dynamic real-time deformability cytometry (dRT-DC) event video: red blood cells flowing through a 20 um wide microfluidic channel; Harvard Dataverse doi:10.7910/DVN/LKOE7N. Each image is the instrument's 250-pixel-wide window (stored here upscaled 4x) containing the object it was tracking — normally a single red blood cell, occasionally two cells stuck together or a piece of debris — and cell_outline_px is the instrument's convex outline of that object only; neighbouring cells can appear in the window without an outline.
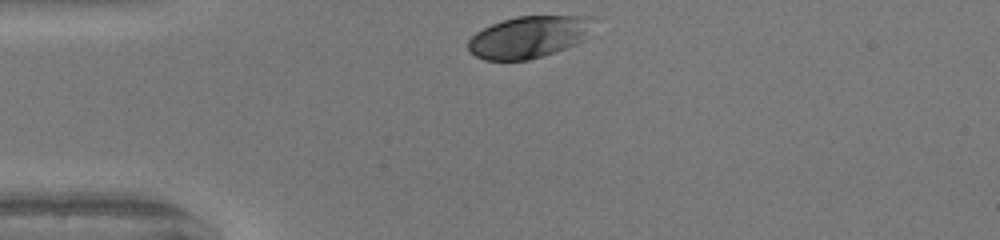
{"species": "human", "species_latin": "Homo sapiens", "temperature_condition": "warm", "stored_images_in_passage": 29, "camera_frame_rate_fps": 3000, "um_per_image_px": 0.085, "donor": {"sex": "female"}, "frame": {"image": 1, "passage_image": 1, "time_ms": 0.0, "image_size_px": [1000, 240], "cell_outline_px": [[592, 16], [584, 40], [576, 44], [556, 52], [528, 60], [484, 60], [468, 52], [468, 40], [476, 32], [492, 24], [516, 16]], "centroid_in_image_um": [44.88, 3.16], "position_along_channel_um": 40.1, "area_um2": 30.29}}
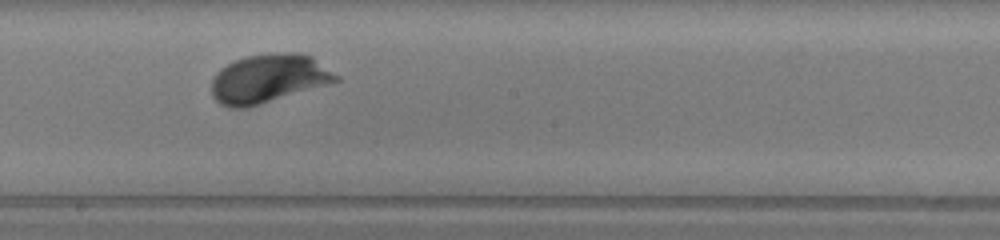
{"frame": {"image": 2, "passage_image": 17, "time_ms": 5.333, "image_size_px": [1000, 240], "cell_outline_px": [[340, 80], [328, 84], [248, 108], [228, 108], [220, 104], [212, 96], [212, 80], [216, 72], [220, 68], [236, 60], [248, 56], [276, 52], [300, 52], [312, 56], [340, 76]], "centroid_in_image_um": [22.83, 6.68], "position_along_channel_um": 225.4, "area_um2": 35.49}}
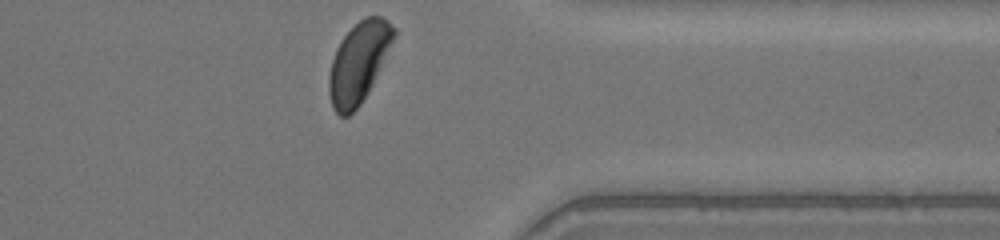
{"frame": {"image": 3, "passage_image": 29, "time_ms": 9.333, "image_size_px": [1000, 240], "cell_outline_px": [[396, 36], [368, 92], [360, 104], [348, 116], [340, 116], [332, 108], [328, 92], [328, 76], [332, 60], [336, 48], [344, 36], [364, 16], [384, 16], [396, 28]], "centroid_in_image_um": [30.48, 5.3], "position_along_channel_um": 380.9, "area_um2": 30.29}, "authors_computed_cell_mechanics": {"area_um2": 33.3506, "velocity_mm_per_s": 4.0928, "shape_relaxation_time_tau1_ms": 2.2575, "shape_relaxation_time_tau2_ms": null, "deformation_change_tau1": 0.1392, "deformation_change_tau2": null}}